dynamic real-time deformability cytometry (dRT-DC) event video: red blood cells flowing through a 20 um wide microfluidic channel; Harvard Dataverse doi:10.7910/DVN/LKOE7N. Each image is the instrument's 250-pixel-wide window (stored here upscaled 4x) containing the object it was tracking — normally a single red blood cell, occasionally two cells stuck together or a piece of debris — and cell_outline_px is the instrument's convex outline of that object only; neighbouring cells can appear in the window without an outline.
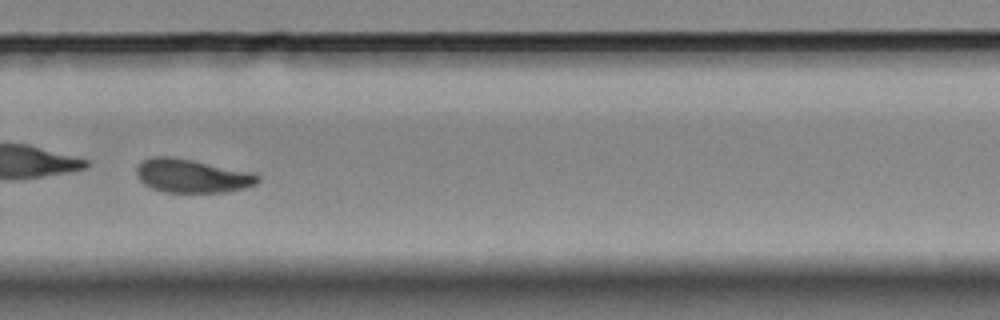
{"species": "Egyptian fruit bat (a non-hibernating species)", "species_latin": "Rousettus aegyptiacus", "temperature_condition": "room temperature", "stored_images_in_passage": 39, "camera_frame_rate_fps": 3000, "um_per_image_px": 0.085, "animal": {"sex": "female"}, "frame": {"image": 1, "passage_image": 23, "time_ms": 7.333, "image_size_px": [1000, 320], "cell_outline_px": [[260, 180], [256, 184], [244, 188], [224, 192], [164, 192], [152, 188], [144, 184], [136, 176], [136, 164], [140, 160], [152, 156], [172, 156], [256, 172], [260, 176]], "centroid_in_image_um": [16.31, 14.93], "position_along_channel_um": 313.5, "area_um2": 24.22}, "authors_computed_cell_mechanics": {"area_um2": 24.1026, "velocity_mm_per_s": 3.4945, "shape_relaxation_time_tau1_ms": 3.8432, "shape_relaxation_time_tau2_ms": 1.648, "deformation_change_tau1": 0.2823, "deformation_change_tau2": 0.079}}